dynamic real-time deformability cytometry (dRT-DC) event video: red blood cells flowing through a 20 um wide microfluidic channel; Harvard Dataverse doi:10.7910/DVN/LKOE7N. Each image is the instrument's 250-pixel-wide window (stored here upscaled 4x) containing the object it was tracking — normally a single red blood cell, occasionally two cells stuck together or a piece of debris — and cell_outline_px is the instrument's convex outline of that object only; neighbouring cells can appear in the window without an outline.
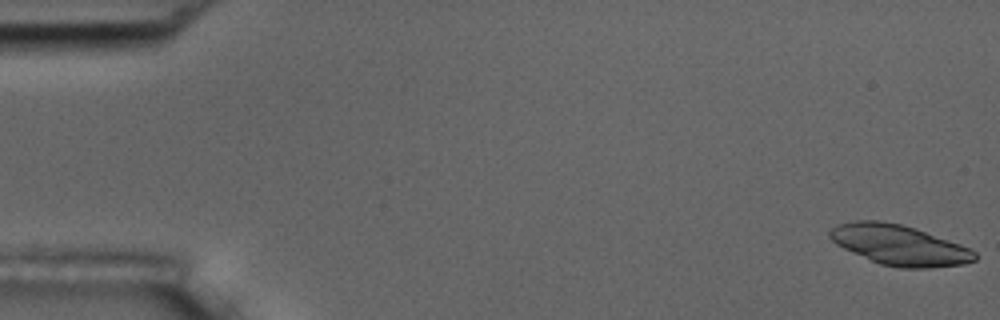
{"species": "common noctule bat (a hibernating species)", "species_latin": "Nyctalus noctula", "temperature_condition": "room temperature", "stored_images_in_passage": 7, "camera_frame_rate_fps": 3000, "um_per_image_px": 0.085, "animal": {"sex": "male", "body_mass_g": 17.5, "forearm_length_mm": 52.3}, "frame": {"image": 1, "passage_image": 1, "time_ms": 0.0, "image_size_px": [1000, 320], "cell_outline_px": [[976, 260], [964, 264], [932, 268], [900, 268], [880, 264], [852, 252], [836, 244], [828, 236], [828, 232], [836, 224], [856, 220], [880, 220], [900, 224], [916, 228], [960, 244], [976, 252]], "centroid_in_image_um": [76.43, 20.82], "position_along_channel_um": 8.6, "area_um2": 34.04}}